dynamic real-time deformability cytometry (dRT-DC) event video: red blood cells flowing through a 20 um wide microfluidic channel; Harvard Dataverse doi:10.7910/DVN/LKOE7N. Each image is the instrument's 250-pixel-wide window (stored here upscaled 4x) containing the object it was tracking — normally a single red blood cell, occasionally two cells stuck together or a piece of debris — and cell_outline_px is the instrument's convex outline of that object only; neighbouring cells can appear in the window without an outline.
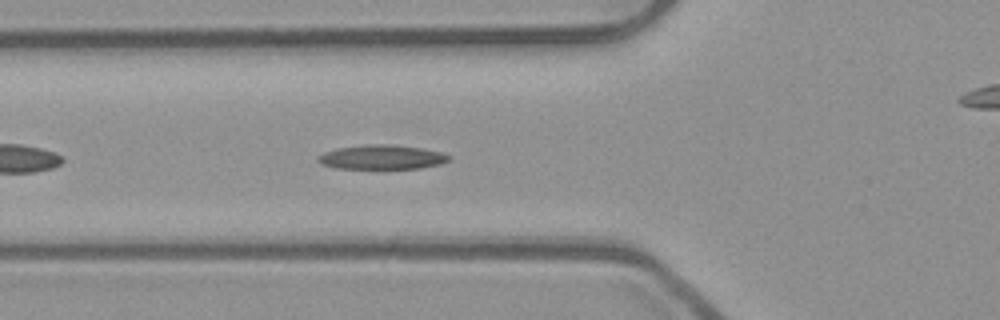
{"species": "common noctule bat (a hibernating species)", "species_latin": "Nyctalus noctula", "temperature_condition": "room temperature", "stored_images_in_passage": 32, "camera_frame_rate_fps": 3000, "um_per_image_px": 0.085, "animal": {"sex": "male", "body_mass_g": 23.1, "forearm_length_mm": 52.7}, "frame": {"image": 1, "passage_image": 6, "time_ms": 1.667, "image_size_px": [1000, 320], "cell_outline_px": [[452, 156], [448, 160], [440, 164], [420, 168], [336, 168], [320, 164], [316, 160], [316, 156], [324, 152], [336, 148], [364, 144], [384, 144], [420, 148], [440, 152]], "centroid_in_image_um": [32.39, 13.35], "position_along_channel_um": 93.4, "area_um2": 18.5}}
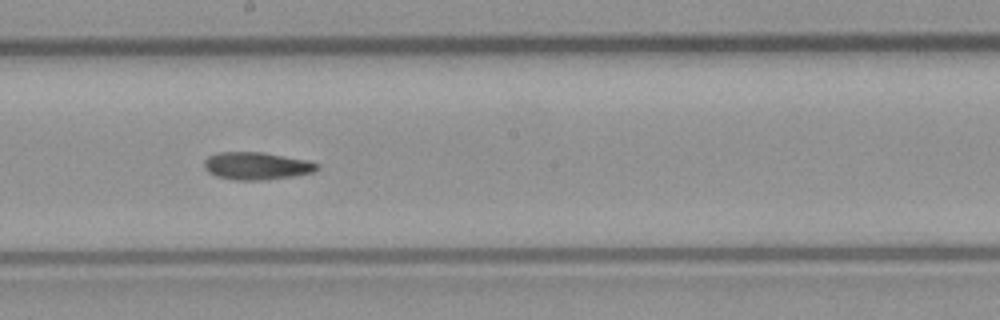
{"frame": {"image": 2, "passage_image": 16, "time_ms": 5.0, "image_size_px": [1000, 320], "cell_outline_px": [[320, 168], [312, 172], [292, 176], [268, 180], [236, 180], [216, 176], [208, 172], [204, 168], [204, 160], [208, 156], [216, 152], [264, 152], [308, 160], [320, 164]], "centroid_in_image_um": [21.81, 14.09], "position_along_channel_um": 226.4, "area_um2": 18.32}}
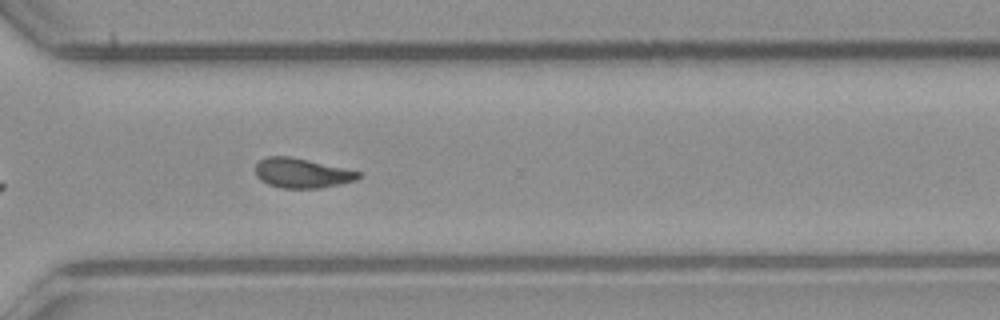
{"frame": {"image": 3, "passage_image": 25, "time_ms": 8.0, "image_size_px": [1000, 320], "cell_outline_px": [[360, 176], [356, 180], [340, 184], [320, 188], [280, 188], [268, 184], [260, 180], [256, 176], [256, 164], [260, 160], [268, 156], [288, 156], [308, 160], [360, 172]], "centroid_in_image_um": [25.62, 14.72], "position_along_channel_um": 345.0, "area_um2": 17.63}, "authors_computed_cell_mechanics": {"area_um2": 17.918, "velocity_mm_per_s": 3.9638, "shape_relaxation_time_tau1_ms": null, "shape_relaxation_time_tau2_ms": 9.8453, "deformation_change_tau1": null, "deformation_change_tau2": 0.1417}}